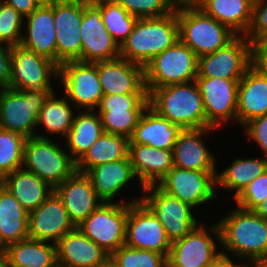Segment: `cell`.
<instances>
[{"label":"cell","mask_w":267,"mask_h":267,"mask_svg":"<svg viewBox=\"0 0 267 267\" xmlns=\"http://www.w3.org/2000/svg\"><path fill=\"white\" fill-rule=\"evenodd\" d=\"M220 244L239 258H249L256 265L267 255V219L251 210L237 207L218 221Z\"/></svg>","instance_id":"1"},{"label":"cell","mask_w":267,"mask_h":267,"mask_svg":"<svg viewBox=\"0 0 267 267\" xmlns=\"http://www.w3.org/2000/svg\"><path fill=\"white\" fill-rule=\"evenodd\" d=\"M179 39V22L175 10L167 16L137 19L131 34L120 47V57L145 66Z\"/></svg>","instance_id":"2"},{"label":"cell","mask_w":267,"mask_h":267,"mask_svg":"<svg viewBox=\"0 0 267 267\" xmlns=\"http://www.w3.org/2000/svg\"><path fill=\"white\" fill-rule=\"evenodd\" d=\"M148 97L152 109L182 129L207 127L203 99L195 80L155 88Z\"/></svg>","instance_id":"3"},{"label":"cell","mask_w":267,"mask_h":267,"mask_svg":"<svg viewBox=\"0 0 267 267\" xmlns=\"http://www.w3.org/2000/svg\"><path fill=\"white\" fill-rule=\"evenodd\" d=\"M179 39L198 57L226 46L237 35L196 5L176 7Z\"/></svg>","instance_id":"4"},{"label":"cell","mask_w":267,"mask_h":267,"mask_svg":"<svg viewBox=\"0 0 267 267\" xmlns=\"http://www.w3.org/2000/svg\"><path fill=\"white\" fill-rule=\"evenodd\" d=\"M45 136L36 134L26 139L22 168L55 188L76 171V162L57 143Z\"/></svg>","instance_id":"5"},{"label":"cell","mask_w":267,"mask_h":267,"mask_svg":"<svg viewBox=\"0 0 267 267\" xmlns=\"http://www.w3.org/2000/svg\"><path fill=\"white\" fill-rule=\"evenodd\" d=\"M198 74V56L181 40L144 66L147 93L166 85L194 81Z\"/></svg>","instance_id":"6"},{"label":"cell","mask_w":267,"mask_h":267,"mask_svg":"<svg viewBox=\"0 0 267 267\" xmlns=\"http://www.w3.org/2000/svg\"><path fill=\"white\" fill-rule=\"evenodd\" d=\"M141 201L131 199L121 203H102L76 227L111 255L125 244L128 204Z\"/></svg>","instance_id":"7"},{"label":"cell","mask_w":267,"mask_h":267,"mask_svg":"<svg viewBox=\"0 0 267 267\" xmlns=\"http://www.w3.org/2000/svg\"><path fill=\"white\" fill-rule=\"evenodd\" d=\"M51 93L0 89V128L26 138L36 136L38 114Z\"/></svg>","instance_id":"8"},{"label":"cell","mask_w":267,"mask_h":267,"mask_svg":"<svg viewBox=\"0 0 267 267\" xmlns=\"http://www.w3.org/2000/svg\"><path fill=\"white\" fill-rule=\"evenodd\" d=\"M144 192L147 197L144 195L141 201L160 221L171 243L183 238L199 225L191 205L164 192L157 184L144 187Z\"/></svg>","instance_id":"9"},{"label":"cell","mask_w":267,"mask_h":267,"mask_svg":"<svg viewBox=\"0 0 267 267\" xmlns=\"http://www.w3.org/2000/svg\"><path fill=\"white\" fill-rule=\"evenodd\" d=\"M11 77L9 88L36 92H54L50 77L57 79L59 66L50 59L21 45L11 47Z\"/></svg>","instance_id":"10"},{"label":"cell","mask_w":267,"mask_h":267,"mask_svg":"<svg viewBox=\"0 0 267 267\" xmlns=\"http://www.w3.org/2000/svg\"><path fill=\"white\" fill-rule=\"evenodd\" d=\"M58 78L62 82L64 95L78 107L77 110L98 109L104 93L97 73V62L62 63Z\"/></svg>","instance_id":"11"},{"label":"cell","mask_w":267,"mask_h":267,"mask_svg":"<svg viewBox=\"0 0 267 267\" xmlns=\"http://www.w3.org/2000/svg\"><path fill=\"white\" fill-rule=\"evenodd\" d=\"M216 171H196L173 166L157 183L166 193L193 208L218 197Z\"/></svg>","instance_id":"12"},{"label":"cell","mask_w":267,"mask_h":267,"mask_svg":"<svg viewBox=\"0 0 267 267\" xmlns=\"http://www.w3.org/2000/svg\"><path fill=\"white\" fill-rule=\"evenodd\" d=\"M251 67V42L236 36L226 46L198 57L197 77L241 79Z\"/></svg>","instance_id":"13"},{"label":"cell","mask_w":267,"mask_h":267,"mask_svg":"<svg viewBox=\"0 0 267 267\" xmlns=\"http://www.w3.org/2000/svg\"><path fill=\"white\" fill-rule=\"evenodd\" d=\"M204 227V225H198L183 238L171 243L167 267H208L210 265L221 250L217 252V244L212 234H209L211 231L215 237L217 236L216 240L219 242L220 230L217 222L208 228Z\"/></svg>","instance_id":"14"},{"label":"cell","mask_w":267,"mask_h":267,"mask_svg":"<svg viewBox=\"0 0 267 267\" xmlns=\"http://www.w3.org/2000/svg\"><path fill=\"white\" fill-rule=\"evenodd\" d=\"M124 245L155 251L163 254L166 258L169 255L171 242L166 236L164 227L142 201L128 204Z\"/></svg>","instance_id":"15"},{"label":"cell","mask_w":267,"mask_h":267,"mask_svg":"<svg viewBox=\"0 0 267 267\" xmlns=\"http://www.w3.org/2000/svg\"><path fill=\"white\" fill-rule=\"evenodd\" d=\"M239 81L240 79L196 77L195 82L203 99L207 128H219L230 119L237 122Z\"/></svg>","instance_id":"16"},{"label":"cell","mask_w":267,"mask_h":267,"mask_svg":"<svg viewBox=\"0 0 267 267\" xmlns=\"http://www.w3.org/2000/svg\"><path fill=\"white\" fill-rule=\"evenodd\" d=\"M53 15L57 37V65L81 61L83 5L74 0H57L53 3Z\"/></svg>","instance_id":"17"},{"label":"cell","mask_w":267,"mask_h":267,"mask_svg":"<svg viewBox=\"0 0 267 267\" xmlns=\"http://www.w3.org/2000/svg\"><path fill=\"white\" fill-rule=\"evenodd\" d=\"M81 61L99 62L111 60L120 56V47L107 31L100 9L83 5L81 23Z\"/></svg>","instance_id":"18"},{"label":"cell","mask_w":267,"mask_h":267,"mask_svg":"<svg viewBox=\"0 0 267 267\" xmlns=\"http://www.w3.org/2000/svg\"><path fill=\"white\" fill-rule=\"evenodd\" d=\"M75 228L64 204L54 191L28 215V236L31 239L56 243Z\"/></svg>","instance_id":"19"},{"label":"cell","mask_w":267,"mask_h":267,"mask_svg":"<svg viewBox=\"0 0 267 267\" xmlns=\"http://www.w3.org/2000/svg\"><path fill=\"white\" fill-rule=\"evenodd\" d=\"M97 73L104 95L148 94L144 67L120 56L97 62Z\"/></svg>","instance_id":"20"},{"label":"cell","mask_w":267,"mask_h":267,"mask_svg":"<svg viewBox=\"0 0 267 267\" xmlns=\"http://www.w3.org/2000/svg\"><path fill=\"white\" fill-rule=\"evenodd\" d=\"M75 226L85 220L103 202L97 196L86 173L75 171L54 188Z\"/></svg>","instance_id":"21"},{"label":"cell","mask_w":267,"mask_h":267,"mask_svg":"<svg viewBox=\"0 0 267 267\" xmlns=\"http://www.w3.org/2000/svg\"><path fill=\"white\" fill-rule=\"evenodd\" d=\"M57 264L62 267H100L110 255L76 227L56 242Z\"/></svg>","instance_id":"22"},{"label":"cell","mask_w":267,"mask_h":267,"mask_svg":"<svg viewBox=\"0 0 267 267\" xmlns=\"http://www.w3.org/2000/svg\"><path fill=\"white\" fill-rule=\"evenodd\" d=\"M27 34L20 45L57 64V37L55 34L53 4L39 6L26 16Z\"/></svg>","instance_id":"23"},{"label":"cell","mask_w":267,"mask_h":267,"mask_svg":"<svg viewBox=\"0 0 267 267\" xmlns=\"http://www.w3.org/2000/svg\"><path fill=\"white\" fill-rule=\"evenodd\" d=\"M212 130L214 128L183 129L172 150L174 166L196 171H216V159L201 139Z\"/></svg>","instance_id":"24"},{"label":"cell","mask_w":267,"mask_h":267,"mask_svg":"<svg viewBox=\"0 0 267 267\" xmlns=\"http://www.w3.org/2000/svg\"><path fill=\"white\" fill-rule=\"evenodd\" d=\"M182 130L179 125L159 115L148 105L129 138V144L173 150Z\"/></svg>","instance_id":"25"},{"label":"cell","mask_w":267,"mask_h":267,"mask_svg":"<svg viewBox=\"0 0 267 267\" xmlns=\"http://www.w3.org/2000/svg\"><path fill=\"white\" fill-rule=\"evenodd\" d=\"M129 158L142 190L157 184L174 166L172 150L148 145L129 144Z\"/></svg>","instance_id":"26"},{"label":"cell","mask_w":267,"mask_h":267,"mask_svg":"<svg viewBox=\"0 0 267 267\" xmlns=\"http://www.w3.org/2000/svg\"><path fill=\"white\" fill-rule=\"evenodd\" d=\"M253 4L254 0H197L196 6L237 36H246L253 20Z\"/></svg>","instance_id":"27"},{"label":"cell","mask_w":267,"mask_h":267,"mask_svg":"<svg viewBox=\"0 0 267 267\" xmlns=\"http://www.w3.org/2000/svg\"><path fill=\"white\" fill-rule=\"evenodd\" d=\"M267 113V77L250 67L239 81L237 122L241 125Z\"/></svg>","instance_id":"28"},{"label":"cell","mask_w":267,"mask_h":267,"mask_svg":"<svg viewBox=\"0 0 267 267\" xmlns=\"http://www.w3.org/2000/svg\"><path fill=\"white\" fill-rule=\"evenodd\" d=\"M86 174L91 179L97 196L104 203H112L116 194L137 177L129 157L97 165Z\"/></svg>","instance_id":"29"},{"label":"cell","mask_w":267,"mask_h":267,"mask_svg":"<svg viewBox=\"0 0 267 267\" xmlns=\"http://www.w3.org/2000/svg\"><path fill=\"white\" fill-rule=\"evenodd\" d=\"M27 238L9 244L4 251L5 267H54L56 243Z\"/></svg>","instance_id":"30"},{"label":"cell","mask_w":267,"mask_h":267,"mask_svg":"<svg viewBox=\"0 0 267 267\" xmlns=\"http://www.w3.org/2000/svg\"><path fill=\"white\" fill-rule=\"evenodd\" d=\"M0 183L28 212L35 210L54 191L47 182L24 168L6 175Z\"/></svg>","instance_id":"31"},{"label":"cell","mask_w":267,"mask_h":267,"mask_svg":"<svg viewBox=\"0 0 267 267\" xmlns=\"http://www.w3.org/2000/svg\"><path fill=\"white\" fill-rule=\"evenodd\" d=\"M28 215L29 212L0 183V249L29 238Z\"/></svg>","instance_id":"32"},{"label":"cell","mask_w":267,"mask_h":267,"mask_svg":"<svg viewBox=\"0 0 267 267\" xmlns=\"http://www.w3.org/2000/svg\"><path fill=\"white\" fill-rule=\"evenodd\" d=\"M79 113L75 115L72 128L65 139L68 152L76 163L104 133L99 114L92 110Z\"/></svg>","instance_id":"33"},{"label":"cell","mask_w":267,"mask_h":267,"mask_svg":"<svg viewBox=\"0 0 267 267\" xmlns=\"http://www.w3.org/2000/svg\"><path fill=\"white\" fill-rule=\"evenodd\" d=\"M129 139L104 132L76 163V170L87 173L93 167L129 157Z\"/></svg>","instance_id":"34"},{"label":"cell","mask_w":267,"mask_h":267,"mask_svg":"<svg viewBox=\"0 0 267 267\" xmlns=\"http://www.w3.org/2000/svg\"><path fill=\"white\" fill-rule=\"evenodd\" d=\"M267 171V157L237 158L230 167L216 174L217 188L235 191L236 198L255 178Z\"/></svg>","instance_id":"35"},{"label":"cell","mask_w":267,"mask_h":267,"mask_svg":"<svg viewBox=\"0 0 267 267\" xmlns=\"http://www.w3.org/2000/svg\"><path fill=\"white\" fill-rule=\"evenodd\" d=\"M70 103L65 95L58 99L54 92L51 93L38 114L37 127L42 125L45 132L66 137L75 117Z\"/></svg>","instance_id":"36"},{"label":"cell","mask_w":267,"mask_h":267,"mask_svg":"<svg viewBox=\"0 0 267 267\" xmlns=\"http://www.w3.org/2000/svg\"><path fill=\"white\" fill-rule=\"evenodd\" d=\"M96 6L101 11L107 31L121 47L131 34L137 18L130 15L116 0H106Z\"/></svg>","instance_id":"37"},{"label":"cell","mask_w":267,"mask_h":267,"mask_svg":"<svg viewBox=\"0 0 267 267\" xmlns=\"http://www.w3.org/2000/svg\"><path fill=\"white\" fill-rule=\"evenodd\" d=\"M26 137L0 128V181L22 168Z\"/></svg>","instance_id":"38"},{"label":"cell","mask_w":267,"mask_h":267,"mask_svg":"<svg viewBox=\"0 0 267 267\" xmlns=\"http://www.w3.org/2000/svg\"><path fill=\"white\" fill-rule=\"evenodd\" d=\"M145 109H99L104 132L131 137Z\"/></svg>","instance_id":"39"},{"label":"cell","mask_w":267,"mask_h":267,"mask_svg":"<svg viewBox=\"0 0 267 267\" xmlns=\"http://www.w3.org/2000/svg\"><path fill=\"white\" fill-rule=\"evenodd\" d=\"M110 258L118 267H167V258L163 254L126 245L114 251Z\"/></svg>","instance_id":"40"},{"label":"cell","mask_w":267,"mask_h":267,"mask_svg":"<svg viewBox=\"0 0 267 267\" xmlns=\"http://www.w3.org/2000/svg\"><path fill=\"white\" fill-rule=\"evenodd\" d=\"M24 21L11 5L0 0V43L10 47L20 45Z\"/></svg>","instance_id":"41"},{"label":"cell","mask_w":267,"mask_h":267,"mask_svg":"<svg viewBox=\"0 0 267 267\" xmlns=\"http://www.w3.org/2000/svg\"><path fill=\"white\" fill-rule=\"evenodd\" d=\"M137 19L164 17L175 10L169 0H116Z\"/></svg>","instance_id":"42"},{"label":"cell","mask_w":267,"mask_h":267,"mask_svg":"<svg viewBox=\"0 0 267 267\" xmlns=\"http://www.w3.org/2000/svg\"><path fill=\"white\" fill-rule=\"evenodd\" d=\"M267 198V171L255 178L241 193L234 198L237 206L252 210L256 205L263 202Z\"/></svg>","instance_id":"43"},{"label":"cell","mask_w":267,"mask_h":267,"mask_svg":"<svg viewBox=\"0 0 267 267\" xmlns=\"http://www.w3.org/2000/svg\"><path fill=\"white\" fill-rule=\"evenodd\" d=\"M148 94L103 95L99 109H146Z\"/></svg>","instance_id":"44"},{"label":"cell","mask_w":267,"mask_h":267,"mask_svg":"<svg viewBox=\"0 0 267 267\" xmlns=\"http://www.w3.org/2000/svg\"><path fill=\"white\" fill-rule=\"evenodd\" d=\"M246 37L251 43L267 39V0L254 1L253 20Z\"/></svg>","instance_id":"45"},{"label":"cell","mask_w":267,"mask_h":267,"mask_svg":"<svg viewBox=\"0 0 267 267\" xmlns=\"http://www.w3.org/2000/svg\"><path fill=\"white\" fill-rule=\"evenodd\" d=\"M249 140L258 144L267 157V113L256 117L243 125Z\"/></svg>","instance_id":"46"},{"label":"cell","mask_w":267,"mask_h":267,"mask_svg":"<svg viewBox=\"0 0 267 267\" xmlns=\"http://www.w3.org/2000/svg\"><path fill=\"white\" fill-rule=\"evenodd\" d=\"M251 67L267 77V39L251 43Z\"/></svg>","instance_id":"47"},{"label":"cell","mask_w":267,"mask_h":267,"mask_svg":"<svg viewBox=\"0 0 267 267\" xmlns=\"http://www.w3.org/2000/svg\"><path fill=\"white\" fill-rule=\"evenodd\" d=\"M11 61V47L0 43V89L9 88Z\"/></svg>","instance_id":"48"},{"label":"cell","mask_w":267,"mask_h":267,"mask_svg":"<svg viewBox=\"0 0 267 267\" xmlns=\"http://www.w3.org/2000/svg\"><path fill=\"white\" fill-rule=\"evenodd\" d=\"M11 5L24 19L30 15L37 7L34 0H2Z\"/></svg>","instance_id":"49"},{"label":"cell","mask_w":267,"mask_h":267,"mask_svg":"<svg viewBox=\"0 0 267 267\" xmlns=\"http://www.w3.org/2000/svg\"><path fill=\"white\" fill-rule=\"evenodd\" d=\"M249 264L234 263L230 256L221 250V253L210 263L208 267H248Z\"/></svg>","instance_id":"50"},{"label":"cell","mask_w":267,"mask_h":267,"mask_svg":"<svg viewBox=\"0 0 267 267\" xmlns=\"http://www.w3.org/2000/svg\"><path fill=\"white\" fill-rule=\"evenodd\" d=\"M255 215L260 216L263 219H267V198L263 202L256 205L251 210Z\"/></svg>","instance_id":"51"},{"label":"cell","mask_w":267,"mask_h":267,"mask_svg":"<svg viewBox=\"0 0 267 267\" xmlns=\"http://www.w3.org/2000/svg\"><path fill=\"white\" fill-rule=\"evenodd\" d=\"M169 1L174 7L196 5L197 3V0H169Z\"/></svg>","instance_id":"52"},{"label":"cell","mask_w":267,"mask_h":267,"mask_svg":"<svg viewBox=\"0 0 267 267\" xmlns=\"http://www.w3.org/2000/svg\"><path fill=\"white\" fill-rule=\"evenodd\" d=\"M84 6H94L102 4L106 0H74Z\"/></svg>","instance_id":"53"},{"label":"cell","mask_w":267,"mask_h":267,"mask_svg":"<svg viewBox=\"0 0 267 267\" xmlns=\"http://www.w3.org/2000/svg\"><path fill=\"white\" fill-rule=\"evenodd\" d=\"M34 1L38 6H49L52 5L54 2H56L57 0H34Z\"/></svg>","instance_id":"54"},{"label":"cell","mask_w":267,"mask_h":267,"mask_svg":"<svg viewBox=\"0 0 267 267\" xmlns=\"http://www.w3.org/2000/svg\"><path fill=\"white\" fill-rule=\"evenodd\" d=\"M100 267H118L115 262L109 258L103 265H101Z\"/></svg>","instance_id":"55"},{"label":"cell","mask_w":267,"mask_h":267,"mask_svg":"<svg viewBox=\"0 0 267 267\" xmlns=\"http://www.w3.org/2000/svg\"><path fill=\"white\" fill-rule=\"evenodd\" d=\"M255 267H267V255L262 258L256 265Z\"/></svg>","instance_id":"56"},{"label":"cell","mask_w":267,"mask_h":267,"mask_svg":"<svg viewBox=\"0 0 267 267\" xmlns=\"http://www.w3.org/2000/svg\"><path fill=\"white\" fill-rule=\"evenodd\" d=\"M0 267H5L4 263V251L0 249Z\"/></svg>","instance_id":"57"},{"label":"cell","mask_w":267,"mask_h":267,"mask_svg":"<svg viewBox=\"0 0 267 267\" xmlns=\"http://www.w3.org/2000/svg\"><path fill=\"white\" fill-rule=\"evenodd\" d=\"M54 267H62L61 265H59V264H57V265H55Z\"/></svg>","instance_id":"58"}]
</instances>
